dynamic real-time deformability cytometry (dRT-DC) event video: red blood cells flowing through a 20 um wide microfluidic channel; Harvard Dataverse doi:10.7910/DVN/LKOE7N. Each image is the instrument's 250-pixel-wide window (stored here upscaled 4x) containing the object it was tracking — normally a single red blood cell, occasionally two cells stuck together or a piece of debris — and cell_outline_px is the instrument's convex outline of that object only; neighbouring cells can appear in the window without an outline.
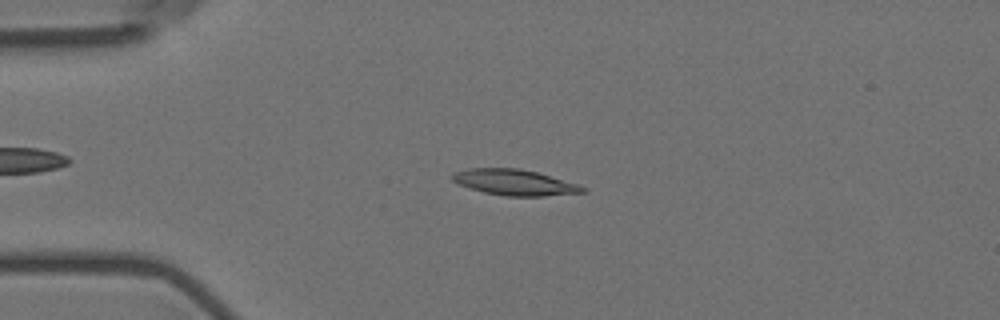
{"species": "Egyptian fruit bat (a non-hibernating species)", "species_latin": "Rousettus aegyptiacus", "temperature_condition": "room temperature", "stored_images_in_passage": 56, "camera_frame_rate_fps": 3000, "um_per_image_px": 0.085, "animal": {"sex": "female"}, "frame": {"image": 1, "passage_image": 13, "time_ms": 4.0, "image_size_px": [1000, 320], "cell_outline_px": [[588, 192], [544, 196], [504, 196], [484, 192], [468, 188], [452, 180], [448, 176], [452, 172], [468, 168], [520, 168], [536, 172], [580, 184], [588, 188]], "centroid_in_image_um": [43.74, 15.5], "position_along_channel_um": 41.3, "area_um2": 19.94}}
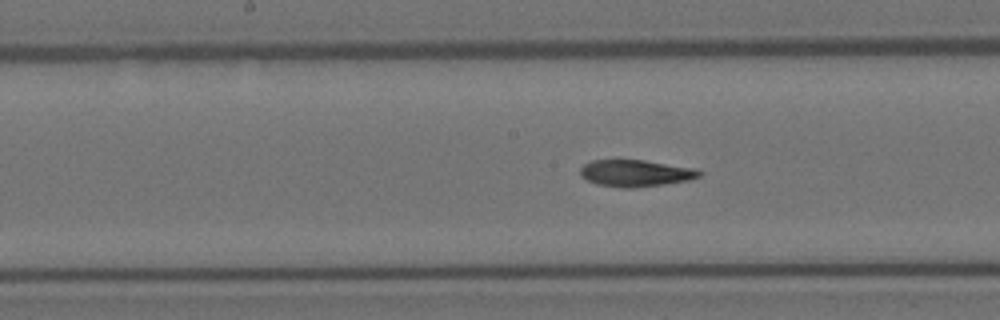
{"frame": {"image": 2, "passage_image": 28, "time_ms": 9.0, "image_size_px": [1000, 320], "cell_outline_px": [[704, 172], [700, 176], [688, 180], [664, 184], [632, 188], [624, 188], [596, 184], [580, 176], [580, 168], [584, 164], [592, 160], [644, 160], [696, 168]], "centroid_in_image_um": [54.03, 14.72], "position_along_channel_um": 194.2, "area_um2": 18.61}}
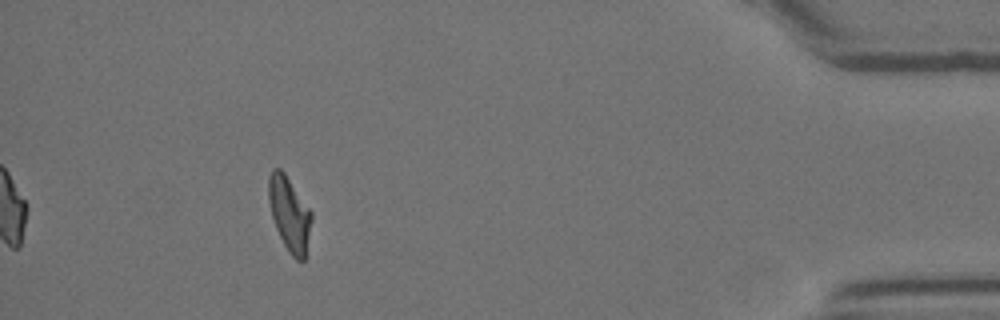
{"frame": {"image": 3, "passage_image": 51, "time_ms": 16.667, "image_size_px": [1000, 320], "cell_outline_px": [[312, 220], [304, 260], [296, 260], [288, 252], [276, 228], [272, 216], [268, 200], [268, 176], [272, 168], [280, 168], [284, 172], [312, 212]], "centroid_in_image_um": [24.59, 18.15], "position_along_channel_um": 410.6, "area_um2": 18.5}, "authors_computed_cell_mechanics": {"area_um2": 18.785, "velocity_mm_per_s": 3.5804, "shape_relaxation_time_tau1_ms": 10.9737, "shape_relaxation_time_tau2_ms": 4.5491, "deformation_change_tau1": 0.2849, "deformation_change_tau2": 0.12}}